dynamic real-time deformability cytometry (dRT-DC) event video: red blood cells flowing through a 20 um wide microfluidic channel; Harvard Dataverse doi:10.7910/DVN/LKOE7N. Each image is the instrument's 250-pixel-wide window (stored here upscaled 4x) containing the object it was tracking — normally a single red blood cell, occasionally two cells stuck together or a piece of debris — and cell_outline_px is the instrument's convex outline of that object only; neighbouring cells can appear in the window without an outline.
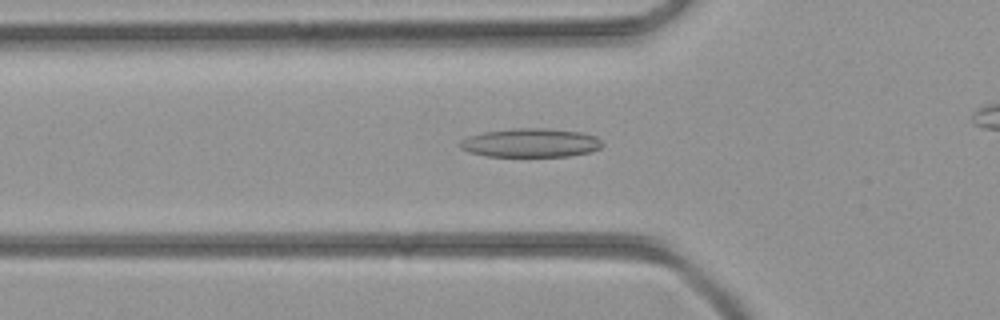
{"species": "common noctule bat (a hibernating species)", "species_latin": "Nyctalus noctula", "temperature_condition": "room temperature", "stored_images_in_passage": 33, "camera_frame_rate_fps": 3000, "um_per_image_px": 0.085, "animal": {"sex": "female", "body_mass_g": 21.9}, "frame": {"image": 1, "passage_image": 11, "time_ms": 3.333, "image_size_px": [1000, 320], "cell_outline_px": [[604, 144], [600, 148], [592, 152], [568, 156], [484, 156], [468, 152], [460, 148], [460, 144], [468, 136], [484, 132], [516, 128], [544, 128], [580, 132], [596, 136]], "centroid_in_image_um": [45.13, 12.14], "position_along_channel_um": 80.7, "area_um2": 23.81}}
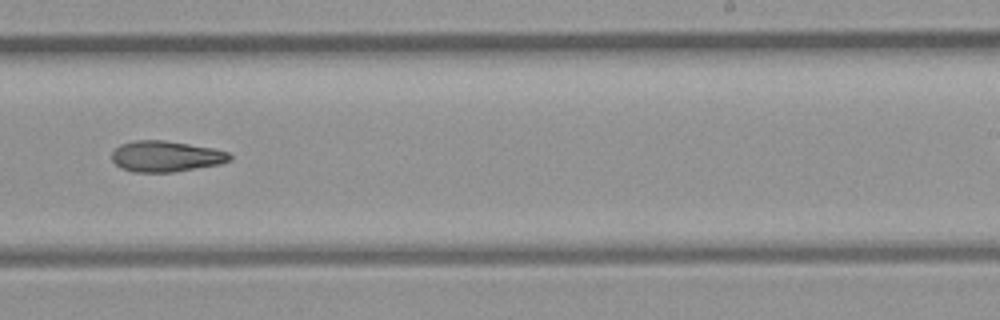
{"frame": {"image": 2, "passage_image": 23, "time_ms": 7.333, "image_size_px": [1000, 320], "cell_outline_px": [[232, 160], [220, 164], [172, 172], [132, 172], [120, 168], [112, 160], [112, 152], [120, 144], [136, 140], [164, 140], [212, 148], [228, 152], [232, 156]], "centroid_in_image_um": [14.09, 13.29], "position_along_channel_um": 274.9, "area_um2": 21.21}}
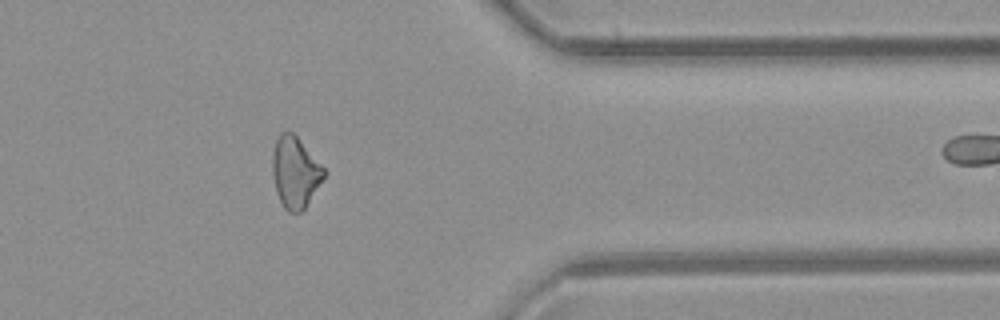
{"frame": {"image": 3, "passage_image": 31, "time_ms": 10.0, "image_size_px": [1000, 320], "cell_outline_px": [[328, 172], [304, 208], [300, 212], [288, 212], [284, 208], [276, 192], [272, 176], [272, 156], [276, 140], [280, 132], [292, 132], [296, 136]], "centroid_in_image_um": [25.08, 14.65], "position_along_channel_um": 386.3, "area_um2": 21.21}}